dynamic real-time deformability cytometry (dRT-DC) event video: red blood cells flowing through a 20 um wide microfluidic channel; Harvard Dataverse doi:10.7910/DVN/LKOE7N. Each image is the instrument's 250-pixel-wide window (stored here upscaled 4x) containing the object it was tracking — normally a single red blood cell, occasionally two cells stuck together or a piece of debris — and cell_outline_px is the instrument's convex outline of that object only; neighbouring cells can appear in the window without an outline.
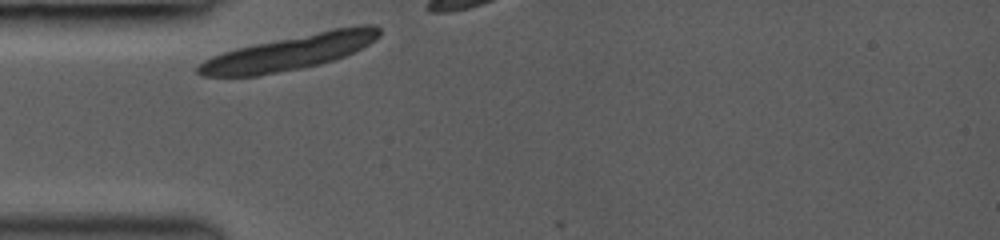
{"species": "common noctule bat (a hibernating species)", "species_latin": "Nyctalus noctula", "temperature_condition": "room temperature", "stored_images_in_passage": 2, "camera_frame_rate_fps": 3000, "um_per_image_px": 0.085, "animal": {"sex": "female", "body_mass_g": 19.0, "forearm_length_mm": 53.3}, "frame": {"image": 1, "passage_image": 1, "time_ms": 0.0, "image_size_px": [1000, 240], "cell_outline_px": [[380, 36], [376, 40], [344, 56], [320, 64], [300, 68], [256, 76], [200, 76], [196, 72], [196, 68], [204, 60], [212, 56], [224, 52], [256, 44], [336, 28], [360, 24], [372, 24], [380, 28]], "centroid_in_image_um": [24.64, 4.45], "position_along_channel_um": 60.4, "area_um2": 36.18}}